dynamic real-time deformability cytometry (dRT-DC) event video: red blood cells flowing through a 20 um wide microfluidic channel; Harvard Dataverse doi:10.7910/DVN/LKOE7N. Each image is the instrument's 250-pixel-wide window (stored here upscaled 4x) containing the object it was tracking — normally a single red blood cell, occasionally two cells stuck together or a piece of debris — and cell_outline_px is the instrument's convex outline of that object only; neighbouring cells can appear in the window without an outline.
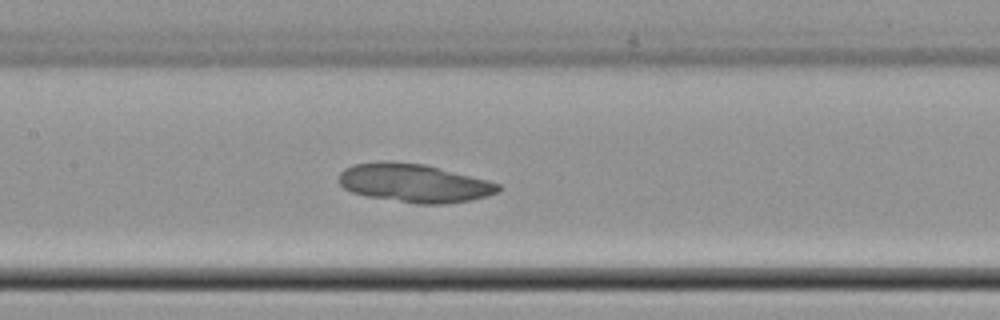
{"species": "common noctule bat (a hibernating species)", "species_latin": "Nyctalus noctula", "temperature_condition": "cold", "stored_images_in_passage": 51, "camera_frame_rate_fps": 3000, "um_per_image_px": 0.085, "animal": {"sex": "female", "body_mass_g": 22.7, "forearm_length_mm": 54.2}, "frame": {"image": 1, "passage_image": 25, "time_ms": 8.0, "image_size_px": [1000, 320], "cell_outline_px": [[500, 188], [496, 192], [488, 196], [468, 200], [444, 204], [416, 204], [368, 196], [352, 192], [344, 188], [340, 184], [340, 172], [344, 168], [352, 164], [380, 160], [388, 160], [424, 164], [488, 180], [500, 184]], "centroid_in_image_um": [35.17, 15.54], "position_along_channel_um": 172.2, "area_um2": 35.78}}
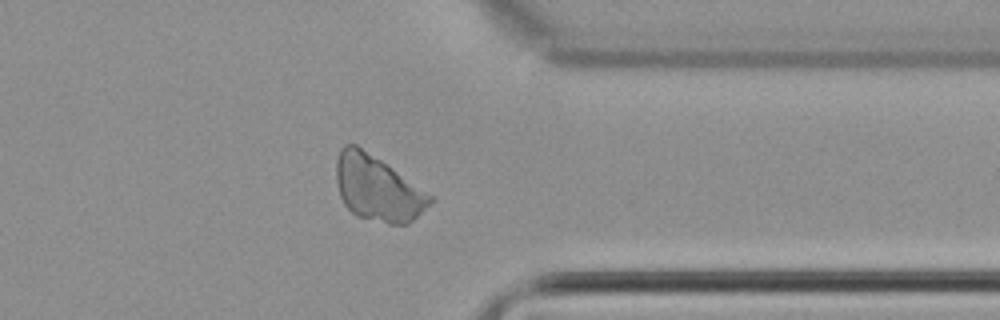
{"frame": {"image": 2, "passage_image": 41, "time_ms": 13.333, "image_size_px": [1000, 320], "cell_outline_px": [[436, 196], [408, 224], [388, 224], [356, 216], [344, 204], [340, 196], [336, 184], [336, 160], [340, 148], [344, 144], [356, 144]], "centroid_in_image_um": [32.08, 16.0], "position_along_channel_um": 379.3, "area_um2": 35.78}}